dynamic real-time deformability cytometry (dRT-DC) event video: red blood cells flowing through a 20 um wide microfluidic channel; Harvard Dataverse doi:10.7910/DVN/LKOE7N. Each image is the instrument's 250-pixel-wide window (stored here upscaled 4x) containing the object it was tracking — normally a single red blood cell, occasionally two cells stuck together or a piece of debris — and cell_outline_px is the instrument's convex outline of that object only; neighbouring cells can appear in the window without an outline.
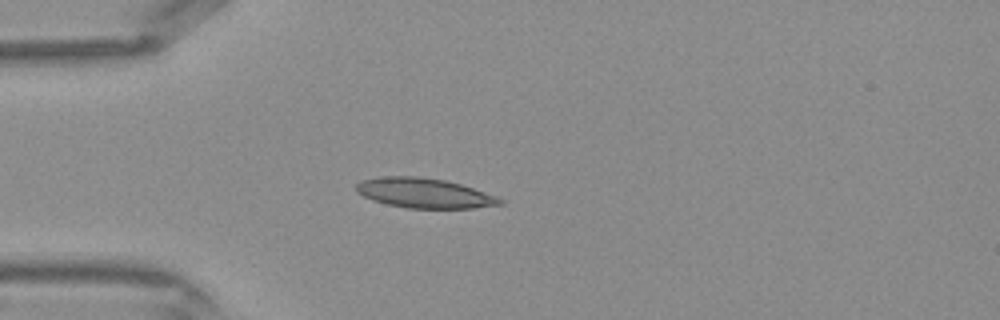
{"species": "Egyptian fruit bat (a non-hibernating species)", "species_latin": "Rousettus aegyptiacus", "temperature_condition": "warm", "stored_images_in_passage": 35, "camera_frame_rate_fps": 3000, "um_per_image_px": 0.085, "frame": {"image": 1, "passage_image": 7, "time_ms": 2.0, "image_size_px": [1000, 320], "cell_outline_px": [[504, 204], [472, 208], [408, 208], [388, 204], [372, 200], [356, 192], [356, 184], [360, 180], [384, 176], [416, 176], [444, 180], [460, 184], [496, 196], [504, 200]], "centroid_in_image_um": [36.04, 16.41], "position_along_channel_um": 49.0, "area_um2": 24.85}}
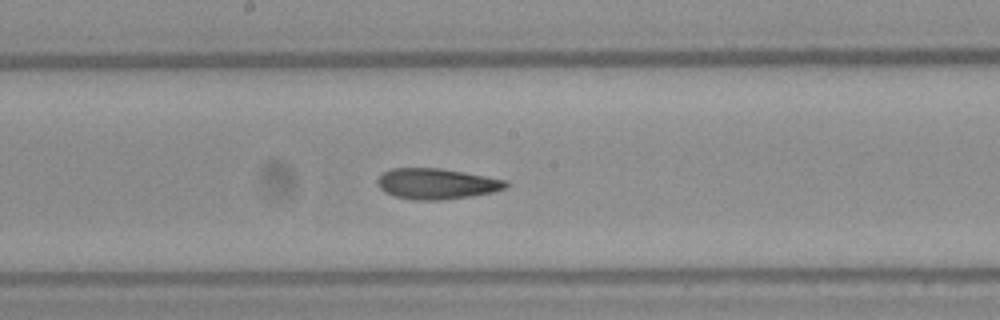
{"frame": {"image": 2, "passage_image": 18, "time_ms": 5.667, "image_size_px": [1000, 320], "cell_outline_px": [[508, 184], [504, 188], [492, 192], [468, 196], [440, 200], [412, 200], [396, 196], [384, 192], [376, 184], [376, 180], [384, 172], [392, 168], [440, 168], [464, 172], [508, 180]], "centroid_in_image_um": [37.08, 15.61], "position_along_channel_um": 211.1, "area_um2": 22.89}}
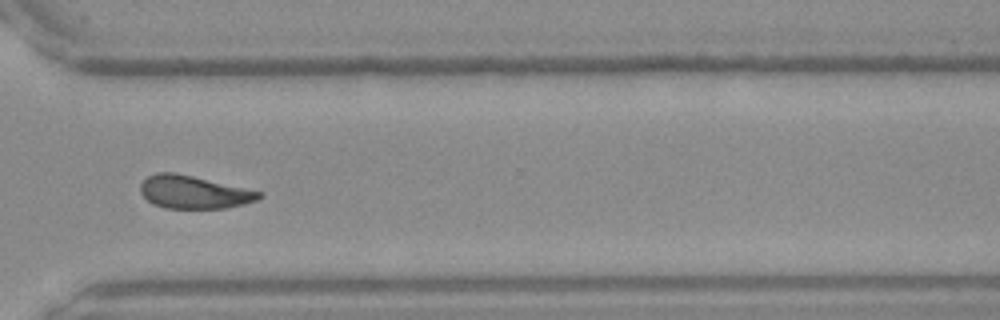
{"frame": {"image": 3, "passage_image": 27, "time_ms": 8.667, "image_size_px": [1000, 320], "cell_outline_px": [[264, 196], [256, 200], [244, 204], [224, 208], [164, 208], [152, 204], [140, 192], [140, 184], [148, 176], [156, 172], [176, 172], [264, 192]], "centroid_in_image_um": [16.48, 16.32], "position_along_channel_um": 354.1, "area_um2": 22.89}}